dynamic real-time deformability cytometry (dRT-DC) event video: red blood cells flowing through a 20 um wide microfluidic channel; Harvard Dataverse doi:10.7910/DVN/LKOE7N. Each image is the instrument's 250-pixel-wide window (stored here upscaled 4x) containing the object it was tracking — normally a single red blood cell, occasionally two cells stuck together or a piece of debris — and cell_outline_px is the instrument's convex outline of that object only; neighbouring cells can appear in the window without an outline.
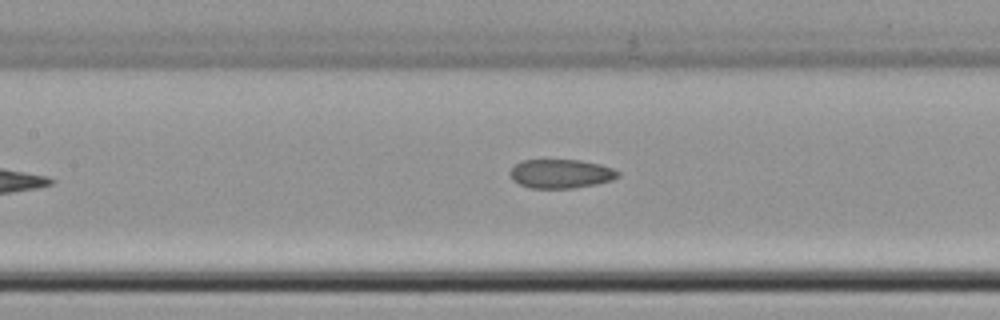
{"species": "common noctule bat (a hibernating species)", "species_latin": "Nyctalus noctula", "temperature_condition": "cold", "stored_images_in_passage": 8, "camera_frame_rate_fps": 3000, "um_per_image_px": 0.085, "animal": {"sex": "female", "body_mass_g": 22.7, "forearm_length_mm": 54.2}, "frame": {"image": 1, "passage_image": 8, "time_ms": 8.667, "image_size_px": [1000, 320], "cell_outline_px": [[620, 176], [612, 180], [596, 184], [572, 188], [528, 188], [512, 180], [508, 172], [520, 160], [580, 160], [600, 164], [612, 168], [620, 172]], "centroid_in_image_um": [47.66, 14.77], "position_along_channel_um": 159.7, "area_um2": 18.32}}